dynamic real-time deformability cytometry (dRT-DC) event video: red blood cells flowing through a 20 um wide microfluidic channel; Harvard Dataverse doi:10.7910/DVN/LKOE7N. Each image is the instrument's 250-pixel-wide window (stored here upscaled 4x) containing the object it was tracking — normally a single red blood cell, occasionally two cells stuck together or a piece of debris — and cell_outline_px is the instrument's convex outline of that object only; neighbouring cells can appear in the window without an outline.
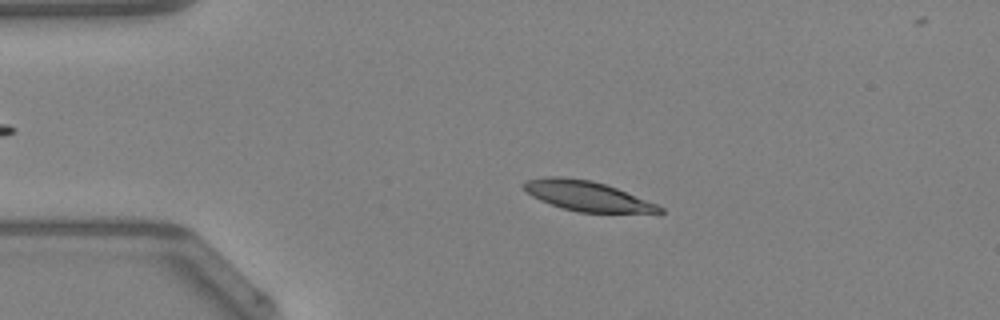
{"species": "Egyptian fruit bat (a non-hibernating species)", "species_latin": "Rousettus aegyptiacus", "temperature_condition": "warm", "stored_images_in_passage": 49, "camera_frame_rate_fps": 3000, "um_per_image_px": 0.085, "animal": {"sex": "female"}, "frame": {"image": 1, "passage_image": 10, "time_ms": 3.0, "image_size_px": [1000, 320], "cell_outline_px": [[664, 212], [660, 216], [580, 212], [564, 208], [540, 200], [532, 196], [520, 184], [528, 180], [544, 176], [560, 176], [592, 180], [616, 188], [656, 204], [664, 208]], "centroid_in_image_um": [50.05, 16.71], "position_along_channel_um": 34.9, "area_um2": 24.39}}
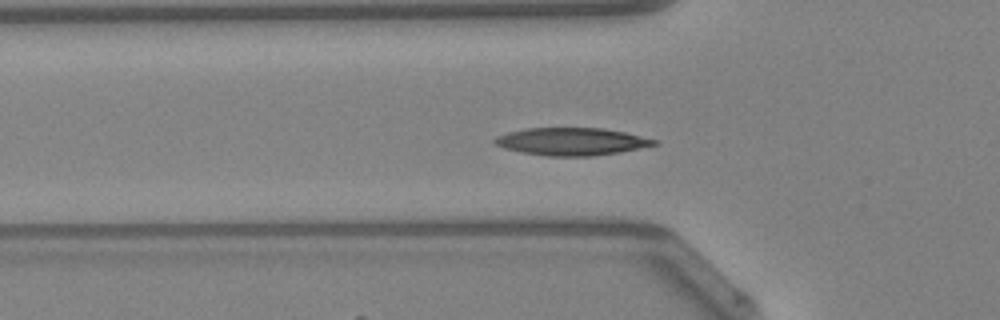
{"frame": {"image": 2, "passage_image": 16, "time_ms": 5.0, "image_size_px": [1000, 320], "cell_outline_px": [[660, 144], [620, 152], [592, 156], [548, 156], [520, 152], [504, 148], [492, 144], [492, 140], [496, 136], [508, 132], [524, 128], [604, 128], [624, 132], [656, 140]], "centroid_in_image_um": [48.53, 12.03], "position_along_channel_um": 77.3, "area_um2": 25.72}, "authors_computed_cell_mechanics": {"area_um2": 24.1026, "velocity_mm_per_s": 4.2238, "shape_relaxation_time_tau1_ms": 3.168, "shape_relaxation_time_tau2_ms": 3.114, "deformation_change_tau1": 0.124, "deformation_change_tau2": 0.0906}}